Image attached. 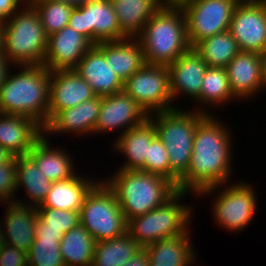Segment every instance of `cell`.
Segmentation results:
<instances>
[{"instance_id":"18","label":"cell","mask_w":266,"mask_h":266,"mask_svg":"<svg viewBox=\"0 0 266 266\" xmlns=\"http://www.w3.org/2000/svg\"><path fill=\"white\" fill-rule=\"evenodd\" d=\"M43 135L44 128L35 120L0 113V145L14 157L27 155Z\"/></svg>"},{"instance_id":"42","label":"cell","mask_w":266,"mask_h":266,"mask_svg":"<svg viewBox=\"0 0 266 266\" xmlns=\"http://www.w3.org/2000/svg\"><path fill=\"white\" fill-rule=\"evenodd\" d=\"M149 256L144 248L139 250L130 260L122 266H149Z\"/></svg>"},{"instance_id":"24","label":"cell","mask_w":266,"mask_h":266,"mask_svg":"<svg viewBox=\"0 0 266 266\" xmlns=\"http://www.w3.org/2000/svg\"><path fill=\"white\" fill-rule=\"evenodd\" d=\"M95 46L105 55L107 63L123 83L146 64L142 45L137 38L100 42Z\"/></svg>"},{"instance_id":"1","label":"cell","mask_w":266,"mask_h":266,"mask_svg":"<svg viewBox=\"0 0 266 266\" xmlns=\"http://www.w3.org/2000/svg\"><path fill=\"white\" fill-rule=\"evenodd\" d=\"M226 126L213 114L198 122L188 171L179 180L180 191L198 195L204 189L227 185L232 172V142Z\"/></svg>"},{"instance_id":"16","label":"cell","mask_w":266,"mask_h":266,"mask_svg":"<svg viewBox=\"0 0 266 266\" xmlns=\"http://www.w3.org/2000/svg\"><path fill=\"white\" fill-rule=\"evenodd\" d=\"M93 44L70 26L48 36L43 65L50 71L74 69Z\"/></svg>"},{"instance_id":"29","label":"cell","mask_w":266,"mask_h":266,"mask_svg":"<svg viewBox=\"0 0 266 266\" xmlns=\"http://www.w3.org/2000/svg\"><path fill=\"white\" fill-rule=\"evenodd\" d=\"M53 182L47 179L38 169L35 161L27 154L16 157V187L17 192L23 186L28 204L22 200L14 202L22 205H32L38 207L43 203L48 192L51 190ZM30 201L32 203H30Z\"/></svg>"},{"instance_id":"30","label":"cell","mask_w":266,"mask_h":266,"mask_svg":"<svg viewBox=\"0 0 266 266\" xmlns=\"http://www.w3.org/2000/svg\"><path fill=\"white\" fill-rule=\"evenodd\" d=\"M96 240L79 223L64 234L60 253L65 266H92Z\"/></svg>"},{"instance_id":"13","label":"cell","mask_w":266,"mask_h":266,"mask_svg":"<svg viewBox=\"0 0 266 266\" xmlns=\"http://www.w3.org/2000/svg\"><path fill=\"white\" fill-rule=\"evenodd\" d=\"M228 31L241 51L260 54L266 47V0L239 1Z\"/></svg>"},{"instance_id":"15","label":"cell","mask_w":266,"mask_h":266,"mask_svg":"<svg viewBox=\"0 0 266 266\" xmlns=\"http://www.w3.org/2000/svg\"><path fill=\"white\" fill-rule=\"evenodd\" d=\"M96 97L90 85L74 69L51 71L48 121L59 111Z\"/></svg>"},{"instance_id":"5","label":"cell","mask_w":266,"mask_h":266,"mask_svg":"<svg viewBox=\"0 0 266 266\" xmlns=\"http://www.w3.org/2000/svg\"><path fill=\"white\" fill-rule=\"evenodd\" d=\"M206 115L202 111H184L176 107L148 116L157 136L169 155L170 181L179 190V180L187 173L191 160L193 140L198 122Z\"/></svg>"},{"instance_id":"26","label":"cell","mask_w":266,"mask_h":266,"mask_svg":"<svg viewBox=\"0 0 266 266\" xmlns=\"http://www.w3.org/2000/svg\"><path fill=\"white\" fill-rule=\"evenodd\" d=\"M190 230L183 235L161 239L144 247L149 256V266H191L195 251Z\"/></svg>"},{"instance_id":"49","label":"cell","mask_w":266,"mask_h":266,"mask_svg":"<svg viewBox=\"0 0 266 266\" xmlns=\"http://www.w3.org/2000/svg\"><path fill=\"white\" fill-rule=\"evenodd\" d=\"M1 223H0V251L2 250V248L7 244L6 243V238L4 236V233H3V229L1 227Z\"/></svg>"},{"instance_id":"36","label":"cell","mask_w":266,"mask_h":266,"mask_svg":"<svg viewBox=\"0 0 266 266\" xmlns=\"http://www.w3.org/2000/svg\"><path fill=\"white\" fill-rule=\"evenodd\" d=\"M37 216L43 222V229H53L66 234L80 223L79 211L36 207Z\"/></svg>"},{"instance_id":"10","label":"cell","mask_w":266,"mask_h":266,"mask_svg":"<svg viewBox=\"0 0 266 266\" xmlns=\"http://www.w3.org/2000/svg\"><path fill=\"white\" fill-rule=\"evenodd\" d=\"M123 91L148 115L177 107L173 105L169 71L164 65L145 64L123 83Z\"/></svg>"},{"instance_id":"21","label":"cell","mask_w":266,"mask_h":266,"mask_svg":"<svg viewBox=\"0 0 266 266\" xmlns=\"http://www.w3.org/2000/svg\"><path fill=\"white\" fill-rule=\"evenodd\" d=\"M74 70L90 85L96 96L123 91V82L95 45L86 52Z\"/></svg>"},{"instance_id":"41","label":"cell","mask_w":266,"mask_h":266,"mask_svg":"<svg viewBox=\"0 0 266 266\" xmlns=\"http://www.w3.org/2000/svg\"><path fill=\"white\" fill-rule=\"evenodd\" d=\"M63 236V232L53 229H43V222L37 218L35 224V238H56L60 242Z\"/></svg>"},{"instance_id":"12","label":"cell","mask_w":266,"mask_h":266,"mask_svg":"<svg viewBox=\"0 0 266 266\" xmlns=\"http://www.w3.org/2000/svg\"><path fill=\"white\" fill-rule=\"evenodd\" d=\"M68 26L93 45L124 39L111 0H96L73 8Z\"/></svg>"},{"instance_id":"27","label":"cell","mask_w":266,"mask_h":266,"mask_svg":"<svg viewBox=\"0 0 266 266\" xmlns=\"http://www.w3.org/2000/svg\"><path fill=\"white\" fill-rule=\"evenodd\" d=\"M78 174L67 180L53 182L51 190L38 207L80 211L87 192L98 180Z\"/></svg>"},{"instance_id":"7","label":"cell","mask_w":266,"mask_h":266,"mask_svg":"<svg viewBox=\"0 0 266 266\" xmlns=\"http://www.w3.org/2000/svg\"><path fill=\"white\" fill-rule=\"evenodd\" d=\"M187 191L177 190L162 205L128 221L127 233L142 247L188 232L192 207L180 203Z\"/></svg>"},{"instance_id":"34","label":"cell","mask_w":266,"mask_h":266,"mask_svg":"<svg viewBox=\"0 0 266 266\" xmlns=\"http://www.w3.org/2000/svg\"><path fill=\"white\" fill-rule=\"evenodd\" d=\"M33 6L37 10L47 36L61 31L68 25L73 6L53 0H37Z\"/></svg>"},{"instance_id":"11","label":"cell","mask_w":266,"mask_h":266,"mask_svg":"<svg viewBox=\"0 0 266 266\" xmlns=\"http://www.w3.org/2000/svg\"><path fill=\"white\" fill-rule=\"evenodd\" d=\"M240 0H192L185 5L187 37L194 48L200 41L228 31L234 10Z\"/></svg>"},{"instance_id":"31","label":"cell","mask_w":266,"mask_h":266,"mask_svg":"<svg viewBox=\"0 0 266 266\" xmlns=\"http://www.w3.org/2000/svg\"><path fill=\"white\" fill-rule=\"evenodd\" d=\"M198 102H197V101ZM231 100H237L230 89V83L226 68L208 67L203 76L200 95L195 99L203 108L197 109L206 114H211L208 107H218ZM207 108H206V106ZM210 105V106H208ZM205 106V107H204ZM206 108L207 110H204ZM202 109V110H201Z\"/></svg>"},{"instance_id":"22","label":"cell","mask_w":266,"mask_h":266,"mask_svg":"<svg viewBox=\"0 0 266 266\" xmlns=\"http://www.w3.org/2000/svg\"><path fill=\"white\" fill-rule=\"evenodd\" d=\"M4 206L6 214L1 225L7 245L28 253L35 238V224L38 218L36 207L14 201L7 202Z\"/></svg>"},{"instance_id":"8","label":"cell","mask_w":266,"mask_h":266,"mask_svg":"<svg viewBox=\"0 0 266 266\" xmlns=\"http://www.w3.org/2000/svg\"><path fill=\"white\" fill-rule=\"evenodd\" d=\"M80 224L96 242L110 240L127 233L128 222L116 196L101 179L87 192L79 211Z\"/></svg>"},{"instance_id":"38","label":"cell","mask_w":266,"mask_h":266,"mask_svg":"<svg viewBox=\"0 0 266 266\" xmlns=\"http://www.w3.org/2000/svg\"><path fill=\"white\" fill-rule=\"evenodd\" d=\"M16 157L9 162L0 164V202L7 203L16 200Z\"/></svg>"},{"instance_id":"37","label":"cell","mask_w":266,"mask_h":266,"mask_svg":"<svg viewBox=\"0 0 266 266\" xmlns=\"http://www.w3.org/2000/svg\"><path fill=\"white\" fill-rule=\"evenodd\" d=\"M146 172L161 175L170 181L169 155L164 143L156 136L149 144Z\"/></svg>"},{"instance_id":"4","label":"cell","mask_w":266,"mask_h":266,"mask_svg":"<svg viewBox=\"0 0 266 266\" xmlns=\"http://www.w3.org/2000/svg\"><path fill=\"white\" fill-rule=\"evenodd\" d=\"M148 65L172 64L191 46L182 8L160 7L137 37Z\"/></svg>"},{"instance_id":"44","label":"cell","mask_w":266,"mask_h":266,"mask_svg":"<svg viewBox=\"0 0 266 266\" xmlns=\"http://www.w3.org/2000/svg\"><path fill=\"white\" fill-rule=\"evenodd\" d=\"M10 66L11 64L9 63L7 57L3 53H0V87L5 81L6 75L10 70Z\"/></svg>"},{"instance_id":"25","label":"cell","mask_w":266,"mask_h":266,"mask_svg":"<svg viewBox=\"0 0 266 266\" xmlns=\"http://www.w3.org/2000/svg\"><path fill=\"white\" fill-rule=\"evenodd\" d=\"M48 138V139H47ZM49 136L43 135L28 155L35 161L38 169L52 182L70 179L77 173L70 155L62 148L50 146ZM60 149V150H59Z\"/></svg>"},{"instance_id":"50","label":"cell","mask_w":266,"mask_h":266,"mask_svg":"<svg viewBox=\"0 0 266 266\" xmlns=\"http://www.w3.org/2000/svg\"><path fill=\"white\" fill-rule=\"evenodd\" d=\"M23 5H33L37 0H19Z\"/></svg>"},{"instance_id":"19","label":"cell","mask_w":266,"mask_h":266,"mask_svg":"<svg viewBox=\"0 0 266 266\" xmlns=\"http://www.w3.org/2000/svg\"><path fill=\"white\" fill-rule=\"evenodd\" d=\"M233 96L240 99L253 98L264 88L261 57L259 53L240 51L226 67Z\"/></svg>"},{"instance_id":"40","label":"cell","mask_w":266,"mask_h":266,"mask_svg":"<svg viewBox=\"0 0 266 266\" xmlns=\"http://www.w3.org/2000/svg\"><path fill=\"white\" fill-rule=\"evenodd\" d=\"M21 4V5H20ZM23 4L19 0H0V22H5Z\"/></svg>"},{"instance_id":"3","label":"cell","mask_w":266,"mask_h":266,"mask_svg":"<svg viewBox=\"0 0 266 266\" xmlns=\"http://www.w3.org/2000/svg\"><path fill=\"white\" fill-rule=\"evenodd\" d=\"M105 179L114 192L127 222L162 205L177 187L161 175L119 169Z\"/></svg>"},{"instance_id":"45","label":"cell","mask_w":266,"mask_h":266,"mask_svg":"<svg viewBox=\"0 0 266 266\" xmlns=\"http://www.w3.org/2000/svg\"><path fill=\"white\" fill-rule=\"evenodd\" d=\"M260 57H261L262 82L263 86L265 87L264 89H266V47L260 53Z\"/></svg>"},{"instance_id":"17","label":"cell","mask_w":266,"mask_h":266,"mask_svg":"<svg viewBox=\"0 0 266 266\" xmlns=\"http://www.w3.org/2000/svg\"><path fill=\"white\" fill-rule=\"evenodd\" d=\"M169 71L170 92L174 99L182 94L196 99L200 95L203 76L208 66L200 54L190 48L167 66Z\"/></svg>"},{"instance_id":"47","label":"cell","mask_w":266,"mask_h":266,"mask_svg":"<svg viewBox=\"0 0 266 266\" xmlns=\"http://www.w3.org/2000/svg\"><path fill=\"white\" fill-rule=\"evenodd\" d=\"M14 156L0 145V164L9 162Z\"/></svg>"},{"instance_id":"14","label":"cell","mask_w":266,"mask_h":266,"mask_svg":"<svg viewBox=\"0 0 266 266\" xmlns=\"http://www.w3.org/2000/svg\"><path fill=\"white\" fill-rule=\"evenodd\" d=\"M148 116L146 111L124 91L101 96V107L94 135L102 132L103 134L111 131L118 132L119 129L123 130L122 134L129 128L142 124Z\"/></svg>"},{"instance_id":"35","label":"cell","mask_w":266,"mask_h":266,"mask_svg":"<svg viewBox=\"0 0 266 266\" xmlns=\"http://www.w3.org/2000/svg\"><path fill=\"white\" fill-rule=\"evenodd\" d=\"M27 260L28 266H65L56 238H34Z\"/></svg>"},{"instance_id":"6","label":"cell","mask_w":266,"mask_h":266,"mask_svg":"<svg viewBox=\"0 0 266 266\" xmlns=\"http://www.w3.org/2000/svg\"><path fill=\"white\" fill-rule=\"evenodd\" d=\"M47 40L33 5H23L4 22L3 54L15 67L43 65Z\"/></svg>"},{"instance_id":"32","label":"cell","mask_w":266,"mask_h":266,"mask_svg":"<svg viewBox=\"0 0 266 266\" xmlns=\"http://www.w3.org/2000/svg\"><path fill=\"white\" fill-rule=\"evenodd\" d=\"M141 249L128 233L96 242L92 266H122Z\"/></svg>"},{"instance_id":"33","label":"cell","mask_w":266,"mask_h":266,"mask_svg":"<svg viewBox=\"0 0 266 266\" xmlns=\"http://www.w3.org/2000/svg\"><path fill=\"white\" fill-rule=\"evenodd\" d=\"M194 49L208 67L226 68L229 62L241 51L236 39L225 31L200 41Z\"/></svg>"},{"instance_id":"28","label":"cell","mask_w":266,"mask_h":266,"mask_svg":"<svg viewBox=\"0 0 266 266\" xmlns=\"http://www.w3.org/2000/svg\"><path fill=\"white\" fill-rule=\"evenodd\" d=\"M125 38H137L146 23L160 8L157 0H111Z\"/></svg>"},{"instance_id":"39","label":"cell","mask_w":266,"mask_h":266,"mask_svg":"<svg viewBox=\"0 0 266 266\" xmlns=\"http://www.w3.org/2000/svg\"><path fill=\"white\" fill-rule=\"evenodd\" d=\"M0 266H28L27 253L6 244L0 251Z\"/></svg>"},{"instance_id":"43","label":"cell","mask_w":266,"mask_h":266,"mask_svg":"<svg viewBox=\"0 0 266 266\" xmlns=\"http://www.w3.org/2000/svg\"><path fill=\"white\" fill-rule=\"evenodd\" d=\"M192 0H157L159 7L183 8Z\"/></svg>"},{"instance_id":"9","label":"cell","mask_w":266,"mask_h":266,"mask_svg":"<svg viewBox=\"0 0 266 266\" xmlns=\"http://www.w3.org/2000/svg\"><path fill=\"white\" fill-rule=\"evenodd\" d=\"M220 187H225L221 188ZM217 189V190H216ZM216 198L213 200V216L215 221L226 230L238 232L246 228L257 212V196L253 186L244 182L231 185H217L201 191L198 195H210L212 192Z\"/></svg>"},{"instance_id":"23","label":"cell","mask_w":266,"mask_h":266,"mask_svg":"<svg viewBox=\"0 0 266 266\" xmlns=\"http://www.w3.org/2000/svg\"><path fill=\"white\" fill-rule=\"evenodd\" d=\"M118 136L113 143V149L127 159L119 168L146 172L149 144L157 136L153 122L147 118L142 124L129 128Z\"/></svg>"},{"instance_id":"2","label":"cell","mask_w":266,"mask_h":266,"mask_svg":"<svg viewBox=\"0 0 266 266\" xmlns=\"http://www.w3.org/2000/svg\"><path fill=\"white\" fill-rule=\"evenodd\" d=\"M17 68V73L8 71L0 87V113L29 117L44 128L48 122L51 71L44 65Z\"/></svg>"},{"instance_id":"20","label":"cell","mask_w":266,"mask_h":266,"mask_svg":"<svg viewBox=\"0 0 266 266\" xmlns=\"http://www.w3.org/2000/svg\"><path fill=\"white\" fill-rule=\"evenodd\" d=\"M100 107L101 96H96L75 107L59 111L45 125L44 134L75 133L81 137L93 135Z\"/></svg>"},{"instance_id":"46","label":"cell","mask_w":266,"mask_h":266,"mask_svg":"<svg viewBox=\"0 0 266 266\" xmlns=\"http://www.w3.org/2000/svg\"><path fill=\"white\" fill-rule=\"evenodd\" d=\"M53 1L62 2L64 4H68L76 8V7L83 6L85 3H90L96 0H53Z\"/></svg>"},{"instance_id":"48","label":"cell","mask_w":266,"mask_h":266,"mask_svg":"<svg viewBox=\"0 0 266 266\" xmlns=\"http://www.w3.org/2000/svg\"><path fill=\"white\" fill-rule=\"evenodd\" d=\"M3 43H4V23L0 22V53H3Z\"/></svg>"}]
</instances>
